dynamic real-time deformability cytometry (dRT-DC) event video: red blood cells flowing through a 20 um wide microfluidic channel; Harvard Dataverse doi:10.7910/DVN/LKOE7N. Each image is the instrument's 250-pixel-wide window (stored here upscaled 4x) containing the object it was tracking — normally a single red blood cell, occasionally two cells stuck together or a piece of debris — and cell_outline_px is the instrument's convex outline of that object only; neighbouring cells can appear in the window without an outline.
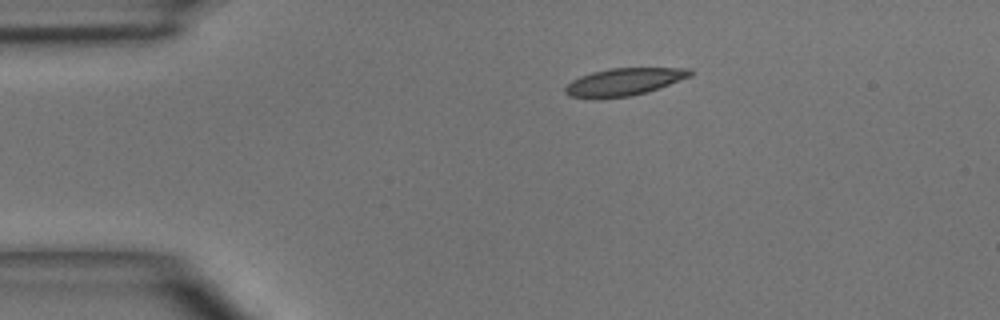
{"species": "common noctule bat (a hibernating species)", "species_latin": "Nyctalus noctula", "temperature_condition": "room temperature", "stored_images_in_passage": 2, "camera_frame_rate_fps": 3000, "um_per_image_px": 0.085, "animal": {"sex": "male", "body_mass_g": 15.6}, "frame": {"image": 1, "passage_image": 1, "time_ms": 0.0, "image_size_px": [1000, 320], "cell_outline_px": [[692, 76], [660, 88], [648, 92], [628, 96], [568, 96], [564, 92], [564, 88], [572, 80], [580, 76], [592, 72], [608, 68], [692, 68]], "centroid_in_image_um": [53.11, 6.92], "position_along_channel_um": 31.9, "area_um2": 19.54}}